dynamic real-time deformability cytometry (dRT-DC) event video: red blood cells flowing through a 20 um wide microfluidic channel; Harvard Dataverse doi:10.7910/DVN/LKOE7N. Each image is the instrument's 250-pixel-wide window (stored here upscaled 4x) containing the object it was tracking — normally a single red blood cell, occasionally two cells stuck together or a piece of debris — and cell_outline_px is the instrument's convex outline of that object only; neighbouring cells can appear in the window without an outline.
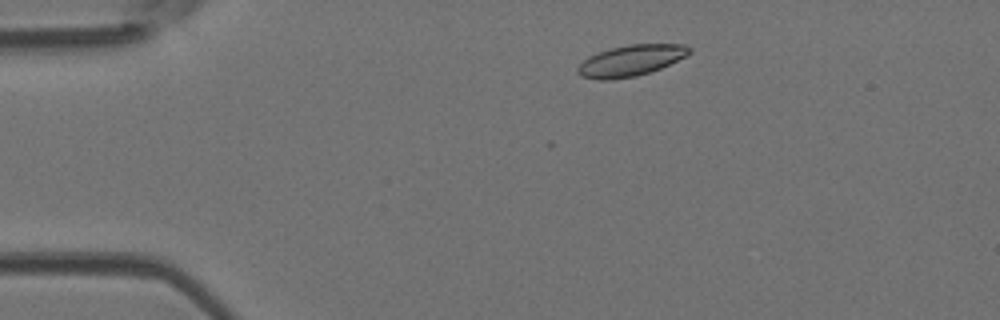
{"species": "Egyptian fruit bat (a non-hibernating species)", "species_latin": "Rousettus aegyptiacus", "temperature_condition": "room temperature", "stored_images_in_passage": 8, "camera_frame_rate_fps": 3000, "um_per_image_px": 0.085, "animal": {"sex": "female"}, "frame": {"image": 1, "passage_image": 5, "time_ms": 1.333, "image_size_px": [1000, 320], "cell_outline_px": [[692, 52], [660, 68], [636, 76], [612, 80], [600, 80], [580, 76], [576, 72], [576, 68], [588, 56], [612, 48], [628, 44], [684, 44], [692, 48]], "centroid_in_image_um": [53.59, 5.15], "position_along_channel_um": 31.4, "area_um2": 20.06}}